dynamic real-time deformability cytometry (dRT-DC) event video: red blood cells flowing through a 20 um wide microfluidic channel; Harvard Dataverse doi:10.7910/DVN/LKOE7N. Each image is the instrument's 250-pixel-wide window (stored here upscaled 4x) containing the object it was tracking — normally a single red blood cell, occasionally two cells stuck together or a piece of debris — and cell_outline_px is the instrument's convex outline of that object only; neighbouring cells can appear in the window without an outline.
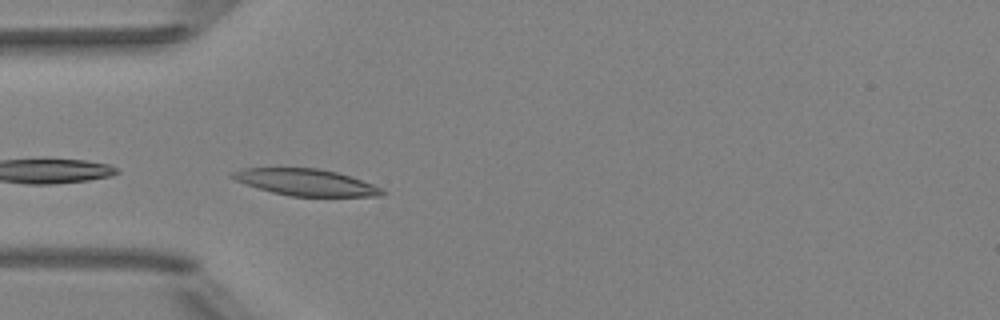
{"species": "Egyptian fruit bat (a non-hibernating species)", "species_latin": "Rousettus aegyptiacus", "temperature_condition": "room temperature", "stored_images_in_passage": 13, "camera_frame_rate_fps": 3000, "um_per_image_px": 0.085, "animal": {"sex": "female"}, "frame": {"image": 1, "passage_image": 1, "time_ms": 0.0, "image_size_px": [1000, 320], "cell_outline_px": [[388, 192], [380, 196], [292, 196], [272, 192], [244, 184], [228, 176], [228, 172], [244, 168], [316, 168], [336, 172], [372, 184]], "centroid_in_image_um": [25.93, 15.49], "position_along_channel_um": 59.1, "area_um2": 23.06}}